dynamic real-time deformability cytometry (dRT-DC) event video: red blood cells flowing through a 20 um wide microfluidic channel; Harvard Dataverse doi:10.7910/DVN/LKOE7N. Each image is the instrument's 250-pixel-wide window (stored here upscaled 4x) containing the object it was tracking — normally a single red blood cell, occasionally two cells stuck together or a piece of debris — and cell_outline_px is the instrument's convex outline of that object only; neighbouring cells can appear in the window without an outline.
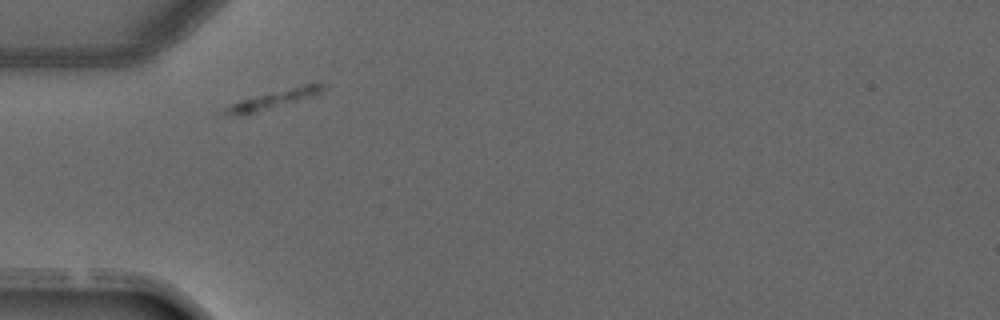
{"species": "common noctule bat (a hibernating species)", "species_latin": "Nyctalus noctula", "temperature_condition": "warm", "stored_images_in_passage": 2, "camera_frame_rate_fps": 3000, "um_per_image_px": 0.085, "animal": {"sex": "male", "forearm_length_mm": 52.5}, "frame": {"image": 1, "passage_image": 1, "time_ms": 0.0, "image_size_px": [1000, 320], "cell_outline_px": [[328, 88], [312, 96], [244, 116], [240, 116], [224, 112], [224, 108], [240, 100], [304, 84], [328, 84]], "centroid_in_image_um": [23.29, 8.44], "position_along_channel_um": 61.7, "area_um2": 10.12}}